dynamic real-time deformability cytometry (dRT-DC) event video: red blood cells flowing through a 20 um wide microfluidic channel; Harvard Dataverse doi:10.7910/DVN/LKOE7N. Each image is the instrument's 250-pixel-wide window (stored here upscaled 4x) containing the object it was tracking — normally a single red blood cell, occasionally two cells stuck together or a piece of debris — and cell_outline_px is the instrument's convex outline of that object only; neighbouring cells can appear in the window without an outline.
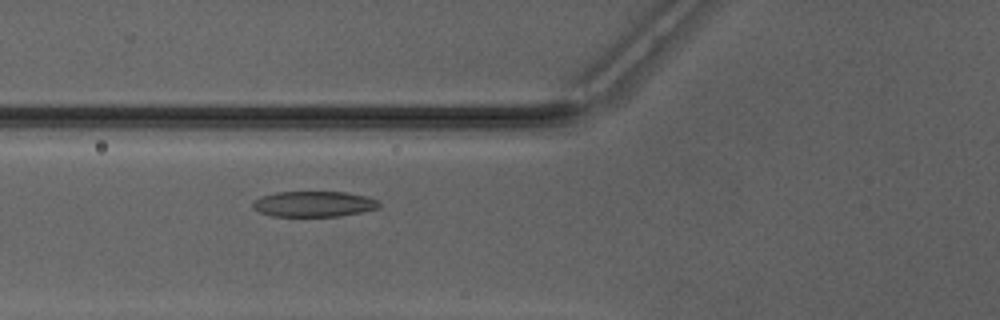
{"species": "Egyptian fruit bat (a non-hibernating species)", "species_latin": "Rousettus aegyptiacus", "temperature_condition": "warm", "stored_images_in_passage": 35, "camera_frame_rate_fps": 3000, "um_per_image_px": 0.085, "animal": {"sex": "male"}, "frame": {"image": 1, "passage_image": 5, "time_ms": 1.333, "image_size_px": [1000, 320], "cell_outline_px": [[380, 208], [340, 216], [272, 216], [260, 212], [252, 208], [252, 200], [260, 196], [276, 192], [344, 192], [364, 196], [380, 200]], "centroid_in_image_um": [26.65, 17.34], "position_along_channel_um": 99.2, "area_um2": 18.96}}
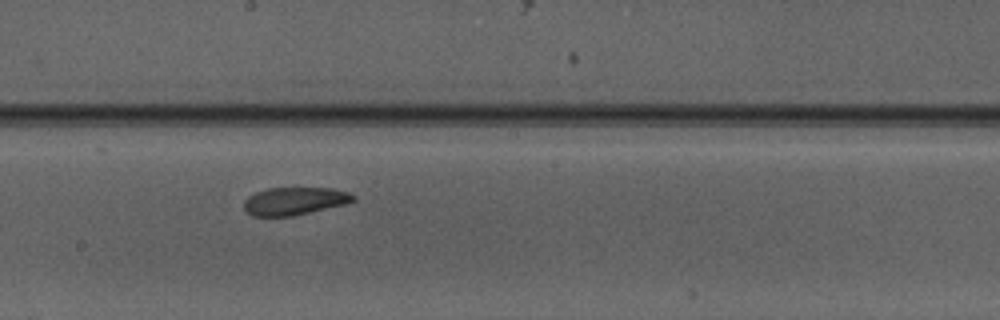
{"frame": {"image": 2, "passage_image": 14, "time_ms": 4.333, "image_size_px": [1000, 320], "cell_outline_px": [[356, 200], [348, 204], [292, 216], [252, 216], [244, 208], [244, 200], [248, 196], [256, 192], [268, 188], [332, 188], [348, 192], [356, 196]], "centroid_in_image_um": [25.07, 17.09], "position_along_channel_um": 223.1, "area_um2": 17.8}}
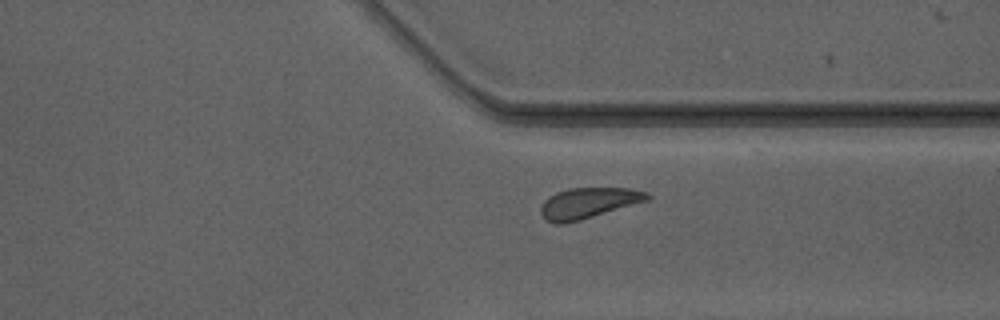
{"frame": {"image": 3, "passage_image": 24, "time_ms": 7.667, "image_size_px": [1000, 320], "cell_outline_px": [[652, 196], [648, 200], [580, 220], [564, 224], [556, 224], [544, 220], [540, 212], [540, 208], [544, 200], [548, 196], [556, 192], [568, 188], [628, 188], [648, 192]], "centroid_in_image_um": [49.97, 17.26], "position_along_channel_um": 361.4, "area_um2": 19.13}, "authors_computed_cell_mechanics": {"area_um2": 18.9006, "velocity_mm_per_s": 4.1308, "shape_relaxation_time_tau1_ms": 3.8161, "shape_relaxation_time_tau2_ms": 5.2436, "deformation_change_tau1": 0.1308, "deformation_change_tau2": 0.1371}}